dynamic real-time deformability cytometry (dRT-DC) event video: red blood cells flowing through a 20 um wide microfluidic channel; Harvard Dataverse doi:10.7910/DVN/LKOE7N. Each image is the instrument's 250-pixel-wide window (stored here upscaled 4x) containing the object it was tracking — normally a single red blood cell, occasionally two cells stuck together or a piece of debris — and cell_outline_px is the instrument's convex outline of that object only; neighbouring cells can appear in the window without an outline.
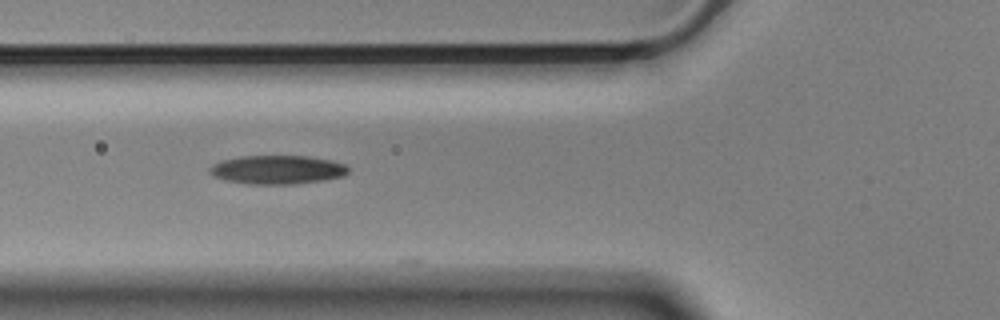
{"species": "Egyptian fruit bat (a non-hibernating species)", "species_latin": "Rousettus aegyptiacus", "temperature_condition": "cold", "stored_images_in_passage": 39, "camera_frame_rate_fps": 3000, "um_per_image_px": 0.085, "animal": {"sex": "male"}, "frame": {"image": 1, "passage_image": 3, "time_ms": 0.667, "image_size_px": [1000, 320], "cell_outline_px": [[348, 172], [344, 176], [296, 184], [248, 184], [224, 180], [212, 176], [208, 172], [208, 168], [212, 164], [224, 160], [240, 156], [308, 156], [332, 160], [348, 164]], "centroid_in_image_um": [23.56, 14.42], "position_along_channel_um": 102.2, "area_um2": 23.41}}
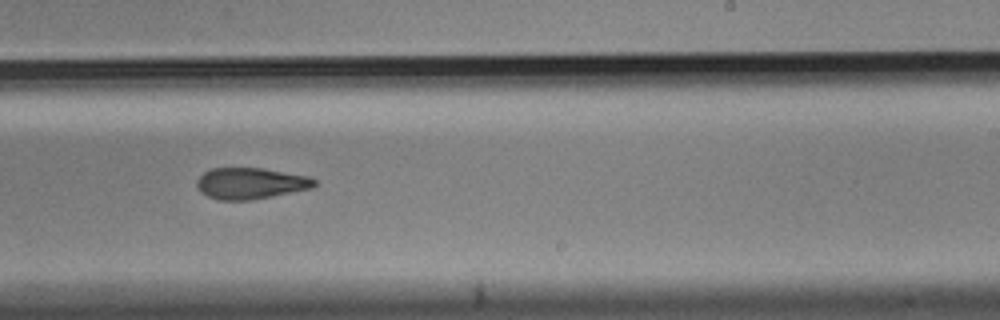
{"frame": {"image": 2, "passage_image": 17, "time_ms": 5.333, "image_size_px": [1000, 320], "cell_outline_px": [[316, 184], [312, 188], [252, 200], [216, 200], [200, 192], [196, 184], [196, 180], [204, 172], [212, 168], [264, 168], [308, 176], [316, 180]], "centroid_in_image_um": [21.28, 15.58], "position_along_channel_um": 267.7, "area_um2": 21.5}}
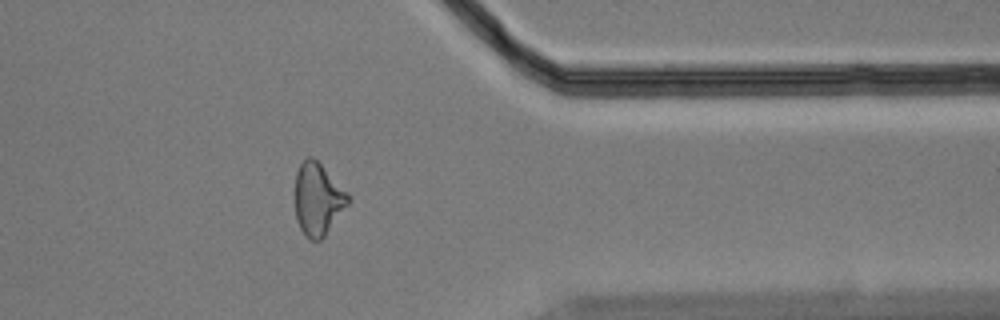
{"frame": {"image": 3, "passage_image": 28, "time_ms": 9.0, "image_size_px": [1000, 320], "cell_outline_px": [[348, 204], [324, 236], [320, 240], [308, 240], [304, 236], [296, 220], [296, 172], [300, 164], [308, 156], [312, 156], [348, 192]], "centroid_in_image_um": [27.0, 16.94], "position_along_channel_um": 384.4, "area_um2": 22.02}}